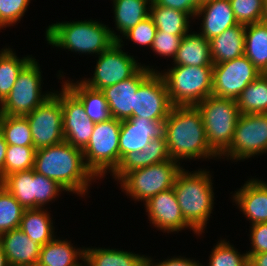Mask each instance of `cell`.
<instances>
[{
	"instance_id": "cell-1",
	"label": "cell",
	"mask_w": 267,
	"mask_h": 266,
	"mask_svg": "<svg viewBox=\"0 0 267 266\" xmlns=\"http://www.w3.org/2000/svg\"><path fill=\"white\" fill-rule=\"evenodd\" d=\"M171 159H210L219 156L208 144L200 111L196 106H173L163 123Z\"/></svg>"
},
{
	"instance_id": "cell-2",
	"label": "cell",
	"mask_w": 267,
	"mask_h": 266,
	"mask_svg": "<svg viewBox=\"0 0 267 266\" xmlns=\"http://www.w3.org/2000/svg\"><path fill=\"white\" fill-rule=\"evenodd\" d=\"M33 169L81 196H85L90 182L96 178L85 164L82 149L66 141L36 150Z\"/></svg>"
},
{
	"instance_id": "cell-3",
	"label": "cell",
	"mask_w": 267,
	"mask_h": 266,
	"mask_svg": "<svg viewBox=\"0 0 267 266\" xmlns=\"http://www.w3.org/2000/svg\"><path fill=\"white\" fill-rule=\"evenodd\" d=\"M46 40L53 47L100 55L114 42H123L120 35L106 25L93 20L57 22L46 29Z\"/></svg>"
},
{
	"instance_id": "cell-4",
	"label": "cell",
	"mask_w": 267,
	"mask_h": 266,
	"mask_svg": "<svg viewBox=\"0 0 267 266\" xmlns=\"http://www.w3.org/2000/svg\"><path fill=\"white\" fill-rule=\"evenodd\" d=\"M208 173L202 169L188 173L182 168L173 186L184 220L198 235L204 232L214 204L213 183Z\"/></svg>"
},
{
	"instance_id": "cell-5",
	"label": "cell",
	"mask_w": 267,
	"mask_h": 266,
	"mask_svg": "<svg viewBox=\"0 0 267 266\" xmlns=\"http://www.w3.org/2000/svg\"><path fill=\"white\" fill-rule=\"evenodd\" d=\"M162 76L173 106H196L212 95L213 66H174Z\"/></svg>"
},
{
	"instance_id": "cell-6",
	"label": "cell",
	"mask_w": 267,
	"mask_h": 266,
	"mask_svg": "<svg viewBox=\"0 0 267 266\" xmlns=\"http://www.w3.org/2000/svg\"><path fill=\"white\" fill-rule=\"evenodd\" d=\"M196 107L202 116L208 144L220 156L230 146L240 115L236 100L211 95Z\"/></svg>"
},
{
	"instance_id": "cell-7",
	"label": "cell",
	"mask_w": 267,
	"mask_h": 266,
	"mask_svg": "<svg viewBox=\"0 0 267 266\" xmlns=\"http://www.w3.org/2000/svg\"><path fill=\"white\" fill-rule=\"evenodd\" d=\"M120 129L121 121L114 117L95 123L89 142L82 149L85 164L96 179L103 178L107 171L114 173L119 166Z\"/></svg>"
},
{
	"instance_id": "cell-8",
	"label": "cell",
	"mask_w": 267,
	"mask_h": 266,
	"mask_svg": "<svg viewBox=\"0 0 267 266\" xmlns=\"http://www.w3.org/2000/svg\"><path fill=\"white\" fill-rule=\"evenodd\" d=\"M182 168L180 162L170 159L128 172L119 182L126 195L146 202L156 194L173 188Z\"/></svg>"
},
{
	"instance_id": "cell-9",
	"label": "cell",
	"mask_w": 267,
	"mask_h": 266,
	"mask_svg": "<svg viewBox=\"0 0 267 266\" xmlns=\"http://www.w3.org/2000/svg\"><path fill=\"white\" fill-rule=\"evenodd\" d=\"M41 81L40 66L33 58L18 74L12 90L0 103V114L26 116L40 106L53 93L41 94Z\"/></svg>"
},
{
	"instance_id": "cell-10",
	"label": "cell",
	"mask_w": 267,
	"mask_h": 266,
	"mask_svg": "<svg viewBox=\"0 0 267 266\" xmlns=\"http://www.w3.org/2000/svg\"><path fill=\"white\" fill-rule=\"evenodd\" d=\"M267 152V114H240L230 146L219 156L244 160Z\"/></svg>"
},
{
	"instance_id": "cell-11",
	"label": "cell",
	"mask_w": 267,
	"mask_h": 266,
	"mask_svg": "<svg viewBox=\"0 0 267 266\" xmlns=\"http://www.w3.org/2000/svg\"><path fill=\"white\" fill-rule=\"evenodd\" d=\"M122 46L121 42L116 41L98 55L93 77L84 78L81 82L91 89L102 91L132 77L142 65L128 55V52H123Z\"/></svg>"
},
{
	"instance_id": "cell-12",
	"label": "cell",
	"mask_w": 267,
	"mask_h": 266,
	"mask_svg": "<svg viewBox=\"0 0 267 266\" xmlns=\"http://www.w3.org/2000/svg\"><path fill=\"white\" fill-rule=\"evenodd\" d=\"M36 150L59 144L64 140L62 105L60 98L51 94L40 106L26 115Z\"/></svg>"
},
{
	"instance_id": "cell-13",
	"label": "cell",
	"mask_w": 267,
	"mask_h": 266,
	"mask_svg": "<svg viewBox=\"0 0 267 266\" xmlns=\"http://www.w3.org/2000/svg\"><path fill=\"white\" fill-rule=\"evenodd\" d=\"M260 75L259 70L245 55L213 64L212 95L236 100L248 84Z\"/></svg>"
},
{
	"instance_id": "cell-14",
	"label": "cell",
	"mask_w": 267,
	"mask_h": 266,
	"mask_svg": "<svg viewBox=\"0 0 267 266\" xmlns=\"http://www.w3.org/2000/svg\"><path fill=\"white\" fill-rule=\"evenodd\" d=\"M173 105L159 71H154L134 95V117L165 121Z\"/></svg>"
},
{
	"instance_id": "cell-15",
	"label": "cell",
	"mask_w": 267,
	"mask_h": 266,
	"mask_svg": "<svg viewBox=\"0 0 267 266\" xmlns=\"http://www.w3.org/2000/svg\"><path fill=\"white\" fill-rule=\"evenodd\" d=\"M55 93L61 101L64 140L83 149L89 142L95 123L88 118L81 101L63 84L61 93Z\"/></svg>"
},
{
	"instance_id": "cell-16",
	"label": "cell",
	"mask_w": 267,
	"mask_h": 266,
	"mask_svg": "<svg viewBox=\"0 0 267 266\" xmlns=\"http://www.w3.org/2000/svg\"><path fill=\"white\" fill-rule=\"evenodd\" d=\"M147 67L142 66L132 77L102 90L111 116L115 119L122 121L134 117V95L139 86L155 71Z\"/></svg>"
},
{
	"instance_id": "cell-17",
	"label": "cell",
	"mask_w": 267,
	"mask_h": 266,
	"mask_svg": "<svg viewBox=\"0 0 267 266\" xmlns=\"http://www.w3.org/2000/svg\"><path fill=\"white\" fill-rule=\"evenodd\" d=\"M146 212L158 230L167 233L193 228L184 220L173 188L162 191L145 202Z\"/></svg>"
},
{
	"instance_id": "cell-18",
	"label": "cell",
	"mask_w": 267,
	"mask_h": 266,
	"mask_svg": "<svg viewBox=\"0 0 267 266\" xmlns=\"http://www.w3.org/2000/svg\"><path fill=\"white\" fill-rule=\"evenodd\" d=\"M164 121L131 117L121 121L119 164L130 152L142 151L147 144L163 134Z\"/></svg>"
},
{
	"instance_id": "cell-19",
	"label": "cell",
	"mask_w": 267,
	"mask_h": 266,
	"mask_svg": "<svg viewBox=\"0 0 267 266\" xmlns=\"http://www.w3.org/2000/svg\"><path fill=\"white\" fill-rule=\"evenodd\" d=\"M0 244L9 266L37 265L42 246L28 238L21 229L0 234Z\"/></svg>"
},
{
	"instance_id": "cell-20",
	"label": "cell",
	"mask_w": 267,
	"mask_h": 266,
	"mask_svg": "<svg viewBox=\"0 0 267 266\" xmlns=\"http://www.w3.org/2000/svg\"><path fill=\"white\" fill-rule=\"evenodd\" d=\"M233 201L252 224L267 222L266 182L254 178L250 179L234 193Z\"/></svg>"
},
{
	"instance_id": "cell-21",
	"label": "cell",
	"mask_w": 267,
	"mask_h": 266,
	"mask_svg": "<svg viewBox=\"0 0 267 266\" xmlns=\"http://www.w3.org/2000/svg\"><path fill=\"white\" fill-rule=\"evenodd\" d=\"M204 14V15H203ZM203 17L200 34L208 41L238 24L229 0H207L202 2L195 17Z\"/></svg>"
},
{
	"instance_id": "cell-22",
	"label": "cell",
	"mask_w": 267,
	"mask_h": 266,
	"mask_svg": "<svg viewBox=\"0 0 267 266\" xmlns=\"http://www.w3.org/2000/svg\"><path fill=\"white\" fill-rule=\"evenodd\" d=\"M170 159L166 138L162 134L152 139L142 151L128 153L112 175L115 180L120 181L128 172Z\"/></svg>"
},
{
	"instance_id": "cell-23",
	"label": "cell",
	"mask_w": 267,
	"mask_h": 266,
	"mask_svg": "<svg viewBox=\"0 0 267 266\" xmlns=\"http://www.w3.org/2000/svg\"><path fill=\"white\" fill-rule=\"evenodd\" d=\"M213 64L230 61L244 55L245 26L237 24L209 40Z\"/></svg>"
},
{
	"instance_id": "cell-24",
	"label": "cell",
	"mask_w": 267,
	"mask_h": 266,
	"mask_svg": "<svg viewBox=\"0 0 267 266\" xmlns=\"http://www.w3.org/2000/svg\"><path fill=\"white\" fill-rule=\"evenodd\" d=\"M85 248H75L71 242L54 238L41 247L38 266H83Z\"/></svg>"
},
{
	"instance_id": "cell-25",
	"label": "cell",
	"mask_w": 267,
	"mask_h": 266,
	"mask_svg": "<svg viewBox=\"0 0 267 266\" xmlns=\"http://www.w3.org/2000/svg\"><path fill=\"white\" fill-rule=\"evenodd\" d=\"M188 33L183 36L173 59L174 66H213L209 41L200 33Z\"/></svg>"
},
{
	"instance_id": "cell-26",
	"label": "cell",
	"mask_w": 267,
	"mask_h": 266,
	"mask_svg": "<svg viewBox=\"0 0 267 266\" xmlns=\"http://www.w3.org/2000/svg\"><path fill=\"white\" fill-rule=\"evenodd\" d=\"M64 85L81 101L88 118L94 123H100L112 118L109 104L102 91L91 89L81 81L75 83L65 81Z\"/></svg>"
},
{
	"instance_id": "cell-27",
	"label": "cell",
	"mask_w": 267,
	"mask_h": 266,
	"mask_svg": "<svg viewBox=\"0 0 267 266\" xmlns=\"http://www.w3.org/2000/svg\"><path fill=\"white\" fill-rule=\"evenodd\" d=\"M244 55L261 74L267 71V21L245 26Z\"/></svg>"
},
{
	"instance_id": "cell-28",
	"label": "cell",
	"mask_w": 267,
	"mask_h": 266,
	"mask_svg": "<svg viewBox=\"0 0 267 266\" xmlns=\"http://www.w3.org/2000/svg\"><path fill=\"white\" fill-rule=\"evenodd\" d=\"M53 222L44 208L25 209L21 218V229L33 242L45 245L55 238Z\"/></svg>"
},
{
	"instance_id": "cell-29",
	"label": "cell",
	"mask_w": 267,
	"mask_h": 266,
	"mask_svg": "<svg viewBox=\"0 0 267 266\" xmlns=\"http://www.w3.org/2000/svg\"><path fill=\"white\" fill-rule=\"evenodd\" d=\"M84 266H146V257L128 251L85 248Z\"/></svg>"
},
{
	"instance_id": "cell-30",
	"label": "cell",
	"mask_w": 267,
	"mask_h": 266,
	"mask_svg": "<svg viewBox=\"0 0 267 266\" xmlns=\"http://www.w3.org/2000/svg\"><path fill=\"white\" fill-rule=\"evenodd\" d=\"M0 184L25 208H36V180L34 169L14 172Z\"/></svg>"
},
{
	"instance_id": "cell-31",
	"label": "cell",
	"mask_w": 267,
	"mask_h": 266,
	"mask_svg": "<svg viewBox=\"0 0 267 266\" xmlns=\"http://www.w3.org/2000/svg\"><path fill=\"white\" fill-rule=\"evenodd\" d=\"M152 0H113L115 25L124 35L150 15ZM149 3V4H148ZM148 4V6H147Z\"/></svg>"
},
{
	"instance_id": "cell-32",
	"label": "cell",
	"mask_w": 267,
	"mask_h": 266,
	"mask_svg": "<svg viewBox=\"0 0 267 266\" xmlns=\"http://www.w3.org/2000/svg\"><path fill=\"white\" fill-rule=\"evenodd\" d=\"M240 114H267V75L262 73L236 99Z\"/></svg>"
},
{
	"instance_id": "cell-33",
	"label": "cell",
	"mask_w": 267,
	"mask_h": 266,
	"mask_svg": "<svg viewBox=\"0 0 267 266\" xmlns=\"http://www.w3.org/2000/svg\"><path fill=\"white\" fill-rule=\"evenodd\" d=\"M150 17L153 19L157 31L167 32L173 35H186L189 32V14L158 6L153 1L150 3Z\"/></svg>"
},
{
	"instance_id": "cell-34",
	"label": "cell",
	"mask_w": 267,
	"mask_h": 266,
	"mask_svg": "<svg viewBox=\"0 0 267 266\" xmlns=\"http://www.w3.org/2000/svg\"><path fill=\"white\" fill-rule=\"evenodd\" d=\"M32 59L31 56L20 59L12 49H2L0 52V103L12 90L18 74Z\"/></svg>"
},
{
	"instance_id": "cell-35",
	"label": "cell",
	"mask_w": 267,
	"mask_h": 266,
	"mask_svg": "<svg viewBox=\"0 0 267 266\" xmlns=\"http://www.w3.org/2000/svg\"><path fill=\"white\" fill-rule=\"evenodd\" d=\"M0 132L8 145L33 146L32 133L26 116L0 114Z\"/></svg>"
},
{
	"instance_id": "cell-36",
	"label": "cell",
	"mask_w": 267,
	"mask_h": 266,
	"mask_svg": "<svg viewBox=\"0 0 267 266\" xmlns=\"http://www.w3.org/2000/svg\"><path fill=\"white\" fill-rule=\"evenodd\" d=\"M25 208L0 184V234L20 226Z\"/></svg>"
},
{
	"instance_id": "cell-37",
	"label": "cell",
	"mask_w": 267,
	"mask_h": 266,
	"mask_svg": "<svg viewBox=\"0 0 267 266\" xmlns=\"http://www.w3.org/2000/svg\"><path fill=\"white\" fill-rule=\"evenodd\" d=\"M35 153L34 146L8 145L0 182L11 173L33 169Z\"/></svg>"
},
{
	"instance_id": "cell-38",
	"label": "cell",
	"mask_w": 267,
	"mask_h": 266,
	"mask_svg": "<svg viewBox=\"0 0 267 266\" xmlns=\"http://www.w3.org/2000/svg\"><path fill=\"white\" fill-rule=\"evenodd\" d=\"M209 260V266H249L248 253L240 254L225 239L219 243L217 242L214 249H212Z\"/></svg>"
},
{
	"instance_id": "cell-39",
	"label": "cell",
	"mask_w": 267,
	"mask_h": 266,
	"mask_svg": "<svg viewBox=\"0 0 267 266\" xmlns=\"http://www.w3.org/2000/svg\"><path fill=\"white\" fill-rule=\"evenodd\" d=\"M238 24L264 21V0H229Z\"/></svg>"
},
{
	"instance_id": "cell-40",
	"label": "cell",
	"mask_w": 267,
	"mask_h": 266,
	"mask_svg": "<svg viewBox=\"0 0 267 266\" xmlns=\"http://www.w3.org/2000/svg\"><path fill=\"white\" fill-rule=\"evenodd\" d=\"M36 180V208H43L45 204L54 200L60 191H66L53 179L45 177L35 171Z\"/></svg>"
},
{
	"instance_id": "cell-41",
	"label": "cell",
	"mask_w": 267,
	"mask_h": 266,
	"mask_svg": "<svg viewBox=\"0 0 267 266\" xmlns=\"http://www.w3.org/2000/svg\"><path fill=\"white\" fill-rule=\"evenodd\" d=\"M30 0H0V28L8 27L24 16Z\"/></svg>"
},
{
	"instance_id": "cell-42",
	"label": "cell",
	"mask_w": 267,
	"mask_h": 266,
	"mask_svg": "<svg viewBox=\"0 0 267 266\" xmlns=\"http://www.w3.org/2000/svg\"><path fill=\"white\" fill-rule=\"evenodd\" d=\"M185 35H173L163 31H156L151 50L160 56L176 57L182 38Z\"/></svg>"
},
{
	"instance_id": "cell-43",
	"label": "cell",
	"mask_w": 267,
	"mask_h": 266,
	"mask_svg": "<svg viewBox=\"0 0 267 266\" xmlns=\"http://www.w3.org/2000/svg\"><path fill=\"white\" fill-rule=\"evenodd\" d=\"M157 28L154 25L153 19L148 16L132 29L127 31L123 36L136 43L137 45L149 46L151 48Z\"/></svg>"
},
{
	"instance_id": "cell-44",
	"label": "cell",
	"mask_w": 267,
	"mask_h": 266,
	"mask_svg": "<svg viewBox=\"0 0 267 266\" xmlns=\"http://www.w3.org/2000/svg\"><path fill=\"white\" fill-rule=\"evenodd\" d=\"M250 227V238H251V247L248 254H258L267 252V222L251 224Z\"/></svg>"
},
{
	"instance_id": "cell-45",
	"label": "cell",
	"mask_w": 267,
	"mask_h": 266,
	"mask_svg": "<svg viewBox=\"0 0 267 266\" xmlns=\"http://www.w3.org/2000/svg\"><path fill=\"white\" fill-rule=\"evenodd\" d=\"M156 5L176 9L189 14L192 19L201 7L200 0H152Z\"/></svg>"
},
{
	"instance_id": "cell-46",
	"label": "cell",
	"mask_w": 267,
	"mask_h": 266,
	"mask_svg": "<svg viewBox=\"0 0 267 266\" xmlns=\"http://www.w3.org/2000/svg\"><path fill=\"white\" fill-rule=\"evenodd\" d=\"M153 260L151 258H148L146 256V266H202L201 263H198V261L191 260L190 258H184V257H173L168 258L163 261H159V263H152Z\"/></svg>"
},
{
	"instance_id": "cell-47",
	"label": "cell",
	"mask_w": 267,
	"mask_h": 266,
	"mask_svg": "<svg viewBox=\"0 0 267 266\" xmlns=\"http://www.w3.org/2000/svg\"><path fill=\"white\" fill-rule=\"evenodd\" d=\"M249 266H267V252L248 254Z\"/></svg>"
},
{
	"instance_id": "cell-48",
	"label": "cell",
	"mask_w": 267,
	"mask_h": 266,
	"mask_svg": "<svg viewBox=\"0 0 267 266\" xmlns=\"http://www.w3.org/2000/svg\"><path fill=\"white\" fill-rule=\"evenodd\" d=\"M8 144L0 132V176L4 173V163Z\"/></svg>"
},
{
	"instance_id": "cell-49",
	"label": "cell",
	"mask_w": 267,
	"mask_h": 266,
	"mask_svg": "<svg viewBox=\"0 0 267 266\" xmlns=\"http://www.w3.org/2000/svg\"><path fill=\"white\" fill-rule=\"evenodd\" d=\"M0 266H9L7 257L3 251V247L1 244H0Z\"/></svg>"
},
{
	"instance_id": "cell-50",
	"label": "cell",
	"mask_w": 267,
	"mask_h": 266,
	"mask_svg": "<svg viewBox=\"0 0 267 266\" xmlns=\"http://www.w3.org/2000/svg\"><path fill=\"white\" fill-rule=\"evenodd\" d=\"M264 20L267 21V0H264Z\"/></svg>"
}]
</instances>
